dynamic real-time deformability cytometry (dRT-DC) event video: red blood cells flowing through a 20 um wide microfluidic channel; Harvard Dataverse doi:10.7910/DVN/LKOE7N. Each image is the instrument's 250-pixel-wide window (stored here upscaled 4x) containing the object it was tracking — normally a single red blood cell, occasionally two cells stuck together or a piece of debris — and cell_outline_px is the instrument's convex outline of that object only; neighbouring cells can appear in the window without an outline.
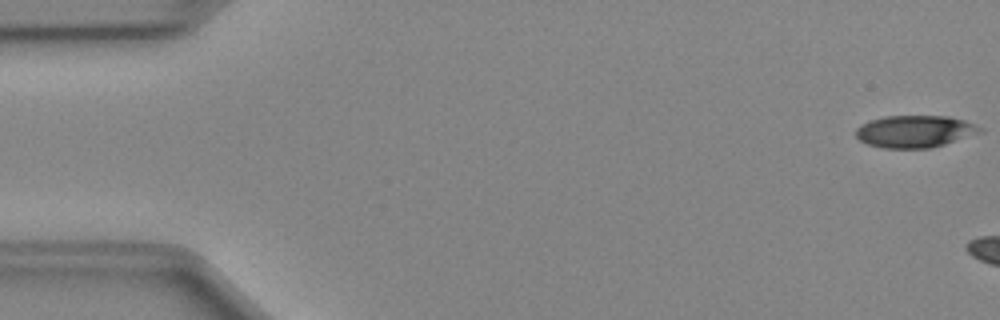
{"species": "Egyptian fruit bat (a non-hibernating species)", "species_latin": "Rousettus aegyptiacus", "temperature_condition": "cold", "stored_images_in_passage": 5, "camera_frame_rate_fps": 3000, "um_per_image_px": 0.085, "animal": {"sex": "female"}, "frame": {"image": 1, "passage_image": 1, "time_ms": 0.0, "image_size_px": [1000, 320], "cell_outline_px": [[984, 132], [932, 148], [880, 148], [868, 144], [860, 140], [856, 136], [856, 128], [860, 124], [884, 116], [948, 116], [964, 120], [984, 128]], "centroid_in_image_um": [77.79, 11.17], "position_along_channel_um": 7.2, "area_um2": 23.41}}